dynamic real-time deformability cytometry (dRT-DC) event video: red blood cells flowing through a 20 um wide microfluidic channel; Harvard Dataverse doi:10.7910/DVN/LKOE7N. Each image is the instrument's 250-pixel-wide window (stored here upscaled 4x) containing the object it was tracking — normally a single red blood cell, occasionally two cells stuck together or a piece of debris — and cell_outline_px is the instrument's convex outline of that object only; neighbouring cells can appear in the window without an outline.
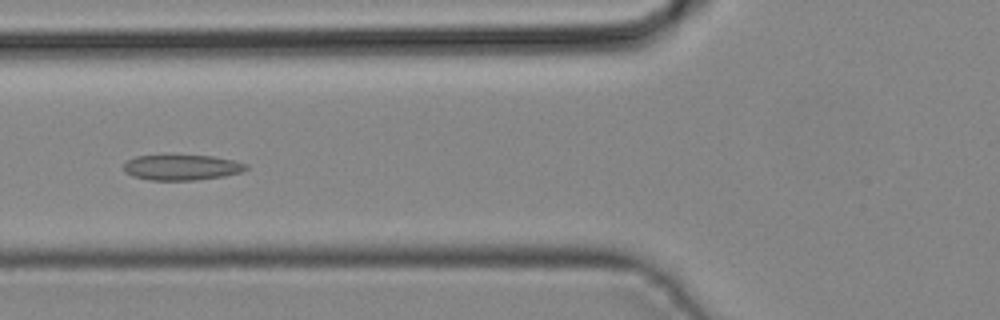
{"species": "common noctule bat (a hibernating species)", "species_latin": "Nyctalus noctula", "temperature_condition": "cold", "stored_images_in_passage": 40, "camera_frame_rate_fps": 3000, "um_per_image_px": 0.085, "animal": {"sex": "male", "body_mass_g": 19.2, "forearm_length_mm": 51.8}, "frame": {"image": 1, "passage_image": 16, "time_ms": 5.0, "image_size_px": [1000, 320], "cell_outline_px": [[248, 168], [240, 172], [224, 176], [196, 180], [148, 180], [132, 176], [124, 172], [124, 164], [128, 160], [136, 156], [212, 156], [232, 160], [248, 164]], "centroid_in_image_um": [15.44, 14.24], "position_along_channel_um": 110.4, "area_um2": 17.98}}
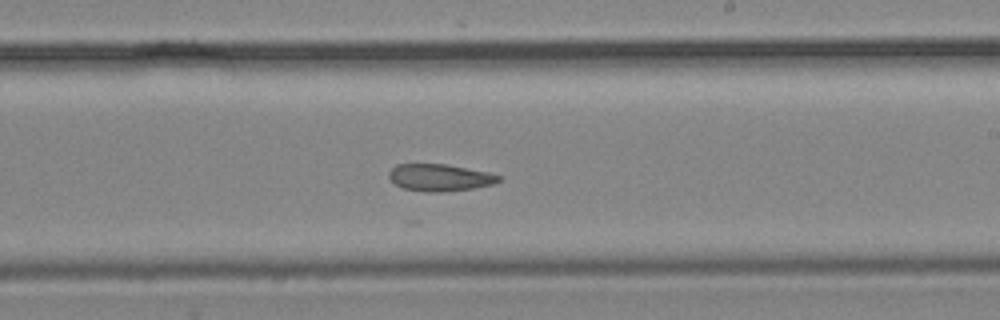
{"frame": {"image": 2, "passage_image": 25, "time_ms": 8.0, "image_size_px": [1000, 320], "cell_outline_px": [[504, 176], [500, 180], [492, 184], [472, 188], [444, 192], [424, 192], [404, 188], [396, 184], [388, 176], [388, 172], [396, 164], [444, 164], [488, 172]], "centroid_in_image_um": [37.38, 15.09], "position_along_channel_um": 251.6, "area_um2": 17.22}}
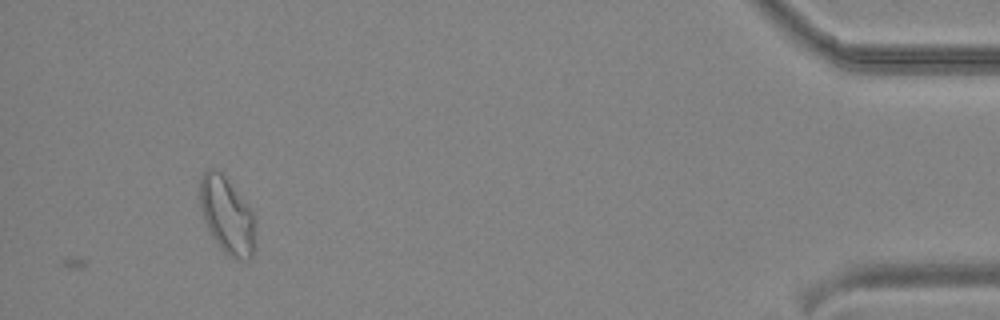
{"frame": {"image": 3, "passage_image": 40, "time_ms": 13.0, "image_size_px": [1000, 320], "cell_outline_px": [[256, 244], [252, 256], [248, 260], [236, 260], [228, 256], [216, 244], [204, 220], [200, 208], [200, 176], [208, 168], [216, 168], [224, 176], [252, 212], [256, 220]], "centroid_in_image_um": [19.31, 18.37], "position_along_channel_um": 415.9, "area_um2": 25.03}}